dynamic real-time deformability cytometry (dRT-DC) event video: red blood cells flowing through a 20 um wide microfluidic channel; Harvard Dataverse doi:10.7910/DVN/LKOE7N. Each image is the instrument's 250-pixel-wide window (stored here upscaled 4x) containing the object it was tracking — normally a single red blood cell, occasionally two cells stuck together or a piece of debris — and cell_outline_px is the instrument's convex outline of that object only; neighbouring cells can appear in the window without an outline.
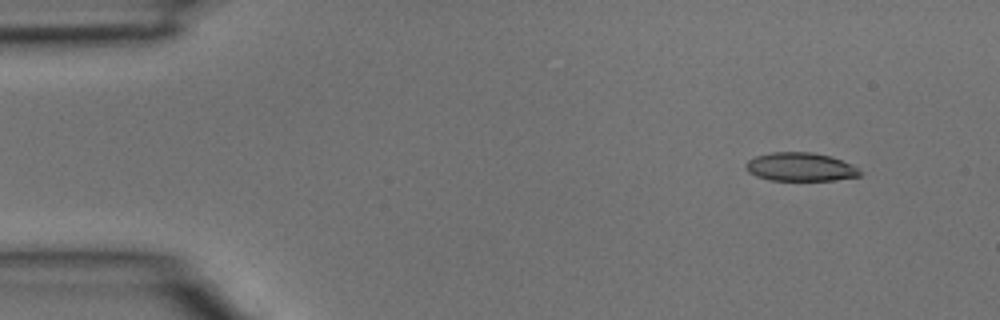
{"species": "common noctule bat (a hibernating species)", "species_latin": "Nyctalus noctula", "temperature_condition": "room temperature", "stored_images_in_passage": 3, "camera_frame_rate_fps": 3000, "um_per_image_px": 0.085, "animal": {"sex": "male", "body_mass_g": 15.6}, "frame": {"image": 1, "passage_image": 1, "time_ms": 0.0, "image_size_px": [1000, 320], "cell_outline_px": [[860, 176], [832, 180], [768, 180], [756, 176], [748, 172], [744, 168], [744, 164], [748, 160], [756, 156], [772, 152], [812, 152], [832, 156], [852, 164], [860, 172]], "centroid_in_image_um": [67.99, 14.18], "position_along_channel_um": 17.0, "area_um2": 19.02}}
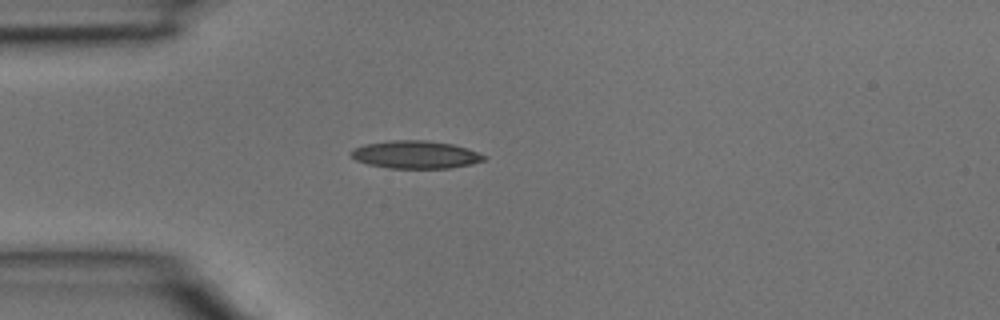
{"frame": {"image": 2, "passage_image": 3, "time_ms": 0.667, "image_size_px": [1000, 320], "cell_outline_px": [[488, 156], [484, 160], [472, 164], [448, 168], [388, 168], [368, 164], [356, 160], [348, 152], [352, 148], [364, 144], [388, 140], [424, 140], [452, 144]], "centroid_in_image_um": [35.27, 13.14], "position_along_channel_um": 49.7, "area_um2": 21.5}}